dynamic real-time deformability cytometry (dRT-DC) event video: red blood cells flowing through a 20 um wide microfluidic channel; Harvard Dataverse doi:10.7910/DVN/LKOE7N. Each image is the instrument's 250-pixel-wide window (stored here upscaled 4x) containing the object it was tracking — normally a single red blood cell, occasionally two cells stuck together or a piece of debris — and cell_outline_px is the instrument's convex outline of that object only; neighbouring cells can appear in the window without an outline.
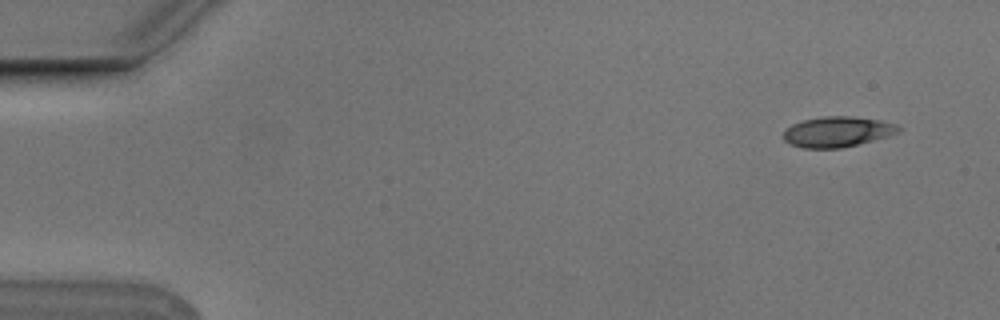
{"species": "Egyptian fruit bat (a non-hibernating species)", "species_latin": "Rousettus aegyptiacus", "temperature_condition": "cold", "stored_images_in_passage": 8, "camera_frame_rate_fps": 3000, "um_per_image_px": 0.085, "animal": {"sex": "male"}, "frame": {"image": 1, "passage_image": 1, "time_ms": 0.0, "image_size_px": [1000, 320], "cell_outline_px": [[900, 132], [872, 140], [840, 148], [804, 148], [788, 144], [784, 140], [784, 132], [792, 124], [804, 120], [820, 116], [852, 116], [876, 120], [896, 124], [900, 128]], "centroid_in_image_um": [71.13, 11.2], "position_along_channel_um": 13.9, "area_um2": 20.11}}